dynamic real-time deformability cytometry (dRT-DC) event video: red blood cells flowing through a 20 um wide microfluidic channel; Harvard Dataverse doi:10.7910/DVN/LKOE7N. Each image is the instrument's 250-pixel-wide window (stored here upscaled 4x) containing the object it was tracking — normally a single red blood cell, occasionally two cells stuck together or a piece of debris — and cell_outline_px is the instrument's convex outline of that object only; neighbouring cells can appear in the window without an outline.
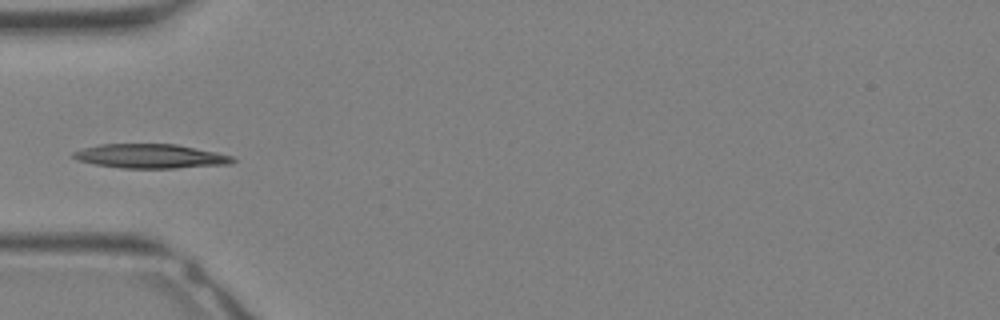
{"species": "Egyptian fruit bat (a non-hibernating species)", "species_latin": "Rousettus aegyptiacus", "temperature_condition": "warm", "stored_images_in_passage": 23, "camera_frame_rate_fps": 3000, "um_per_image_px": 0.085, "animal": {"sex": "female"}, "frame": {"image": 1, "passage_image": 1, "time_ms": 0.0, "image_size_px": [1000, 320], "cell_outline_px": [[236, 160], [228, 164], [176, 168], [120, 168], [96, 164], [76, 160], [72, 156], [72, 152], [84, 148], [100, 144], [176, 144], [216, 152], [232, 156]], "centroid_in_image_um": [12.77, 13.27], "position_along_channel_um": 72.2, "area_um2": 22.37}}
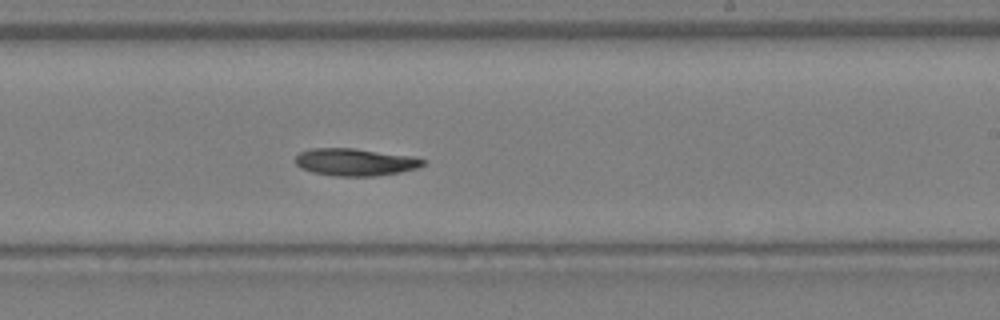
{"frame": {"image": 2, "passage_image": 10, "time_ms": 3.0, "image_size_px": [1000, 320], "cell_outline_px": [[424, 164], [416, 168], [400, 172], [376, 176], [336, 176], [312, 172], [300, 168], [296, 164], [296, 156], [300, 152], [312, 148], [352, 148], [416, 156], [424, 160]], "centroid_in_image_um": [30.19, 13.77], "position_along_channel_um": 258.8, "area_um2": 20.35}}
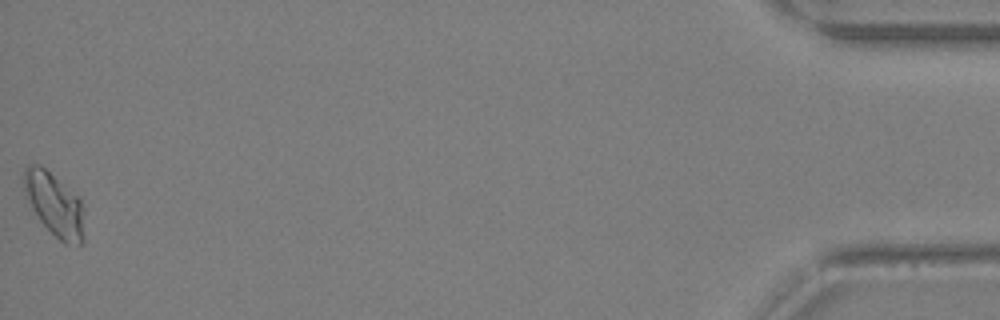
{"frame": {"image": 3, "passage_image": 23, "time_ms": 7.333, "image_size_px": [1000, 320], "cell_outline_px": [[84, 244], [64, 244], [40, 220], [32, 208], [28, 200], [24, 188], [24, 168], [28, 164], [40, 164], [80, 196], [84, 208]], "centroid_in_image_um": [4.68, 17.37], "position_along_channel_um": 430.5, "area_um2": 22.48}}